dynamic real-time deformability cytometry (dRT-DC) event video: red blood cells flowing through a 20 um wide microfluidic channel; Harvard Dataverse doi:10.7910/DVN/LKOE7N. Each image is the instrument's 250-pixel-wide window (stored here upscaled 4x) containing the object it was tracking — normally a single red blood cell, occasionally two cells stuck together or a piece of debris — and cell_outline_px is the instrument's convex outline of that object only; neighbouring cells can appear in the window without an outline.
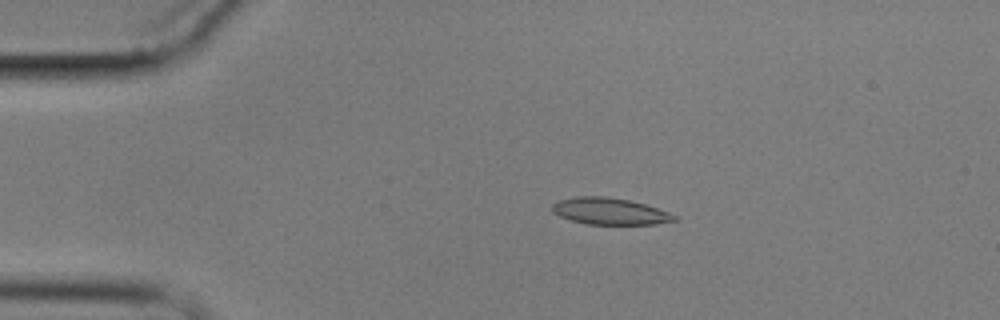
{"species": "common noctule bat (a hibernating species)", "species_latin": "Nyctalus noctula", "temperature_condition": "cold", "stored_images_in_passage": 6, "camera_frame_rate_fps": 3000, "um_per_image_px": 0.085, "animal": {"sex": "male", "body_mass_g": 17.9}, "frame": {"image": 1, "passage_image": 4, "time_ms": 3.667, "image_size_px": [1000, 320], "cell_outline_px": [[676, 220], [656, 224], [588, 224], [572, 220], [560, 216], [552, 212], [552, 204], [560, 200], [576, 196], [604, 196], [628, 200], [644, 204], [668, 212], [676, 216]], "centroid_in_image_um": [51.8, 17.95], "position_along_channel_um": 33.2, "area_um2": 18.73}}
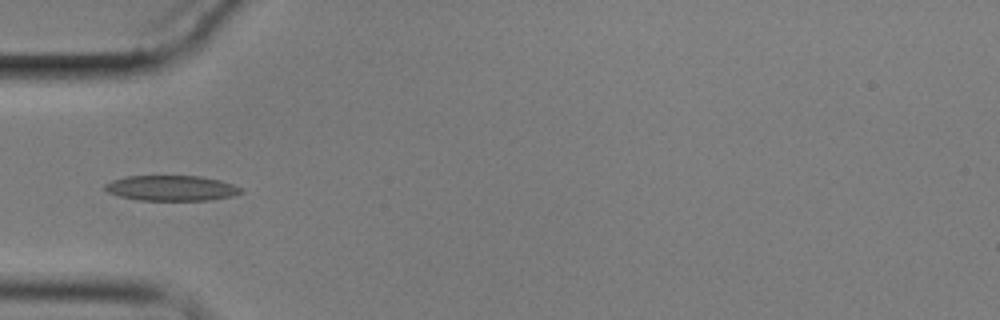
{"frame": {"image": 2, "passage_image": 6, "time_ms": 6.0, "image_size_px": [1000, 320], "cell_outline_px": [[244, 192], [232, 196], [208, 200], [140, 200], [120, 196], [108, 192], [104, 188], [104, 184], [112, 180], [124, 176], [200, 176], [220, 180], [232, 184], [240, 188]], "centroid_in_image_um": [14.56, 15.98], "position_along_channel_um": 70.4, "area_um2": 20.0}}